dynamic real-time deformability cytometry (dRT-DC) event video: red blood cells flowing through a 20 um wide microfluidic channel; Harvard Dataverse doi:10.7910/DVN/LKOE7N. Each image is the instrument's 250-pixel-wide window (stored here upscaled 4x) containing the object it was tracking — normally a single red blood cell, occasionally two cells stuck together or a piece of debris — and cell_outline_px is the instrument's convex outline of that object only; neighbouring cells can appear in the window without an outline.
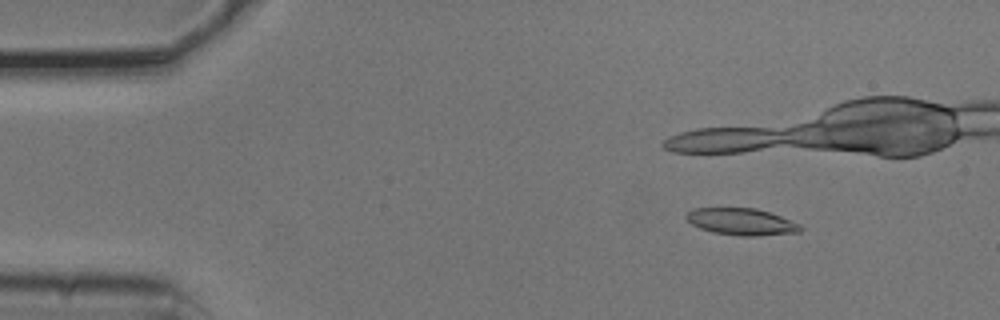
{"species": "common noctule bat (a hibernating species)", "species_latin": "Nyctalus noctula", "temperature_condition": "cold", "stored_images_in_passage": 5, "camera_frame_rate_fps": 3000, "um_per_image_px": 0.085, "animal": {"sex": "male", "body_mass_g": 20.5, "forearm_length_mm": 52.5}, "frame": {"image": 1, "passage_image": 2, "time_ms": 0.333, "image_size_px": [1000, 320], "cell_outline_px": [[804, 228], [800, 232], [756, 236], [740, 236], [712, 232], [700, 228], [692, 224], [684, 216], [692, 208], [756, 208], [780, 216], [800, 224]], "centroid_in_image_um": [63.03, 18.85], "position_along_channel_um": 22.0, "area_um2": 17.86}}